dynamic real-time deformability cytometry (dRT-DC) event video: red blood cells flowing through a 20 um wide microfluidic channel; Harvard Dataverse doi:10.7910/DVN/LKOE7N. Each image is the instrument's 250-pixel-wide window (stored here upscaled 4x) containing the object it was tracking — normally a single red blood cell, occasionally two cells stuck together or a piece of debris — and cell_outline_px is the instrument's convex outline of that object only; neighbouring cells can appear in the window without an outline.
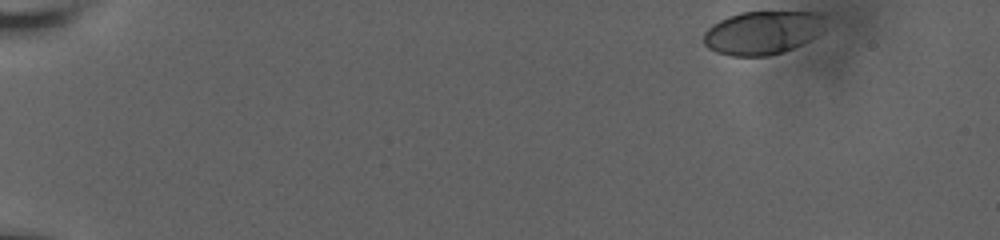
{"species": "human", "species_latin": "Homo sapiens", "temperature_condition": "room temperature", "stored_images_in_passage": 14, "camera_frame_rate_fps": 3000, "um_per_image_px": 0.085, "donor": {"sex": "male"}, "frame": {"image": 1, "passage_image": 1, "time_ms": 0.0, "image_size_px": [1000, 240], "cell_outline_px": [[820, 16], [812, 36], [808, 40], [784, 52], [768, 56], [732, 56], [716, 52], [708, 48], [704, 44], [704, 32], [712, 24], [728, 16], [740, 12], [820, 12]], "centroid_in_image_um": [64.63, 2.79], "position_along_channel_um": 20.4, "area_um2": 29.77}}
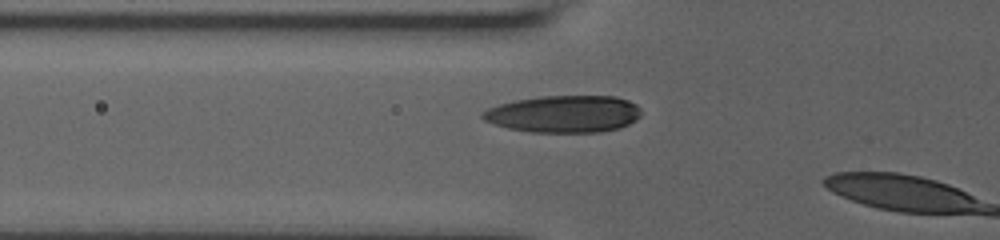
{"frame": {"image": 2, "passage_image": 13, "time_ms": 5.667, "image_size_px": [1000, 240], "cell_outline_px": [[640, 116], [636, 120], [620, 128], [600, 132], [532, 132], [508, 128], [484, 120], [480, 116], [480, 112], [488, 108], [500, 104], [516, 100], [540, 96], [616, 96], [628, 100], [636, 104], [640, 108]], "centroid_in_image_um": [47.94, 9.68], "position_along_channel_um": 77.9, "area_um2": 34.33}}